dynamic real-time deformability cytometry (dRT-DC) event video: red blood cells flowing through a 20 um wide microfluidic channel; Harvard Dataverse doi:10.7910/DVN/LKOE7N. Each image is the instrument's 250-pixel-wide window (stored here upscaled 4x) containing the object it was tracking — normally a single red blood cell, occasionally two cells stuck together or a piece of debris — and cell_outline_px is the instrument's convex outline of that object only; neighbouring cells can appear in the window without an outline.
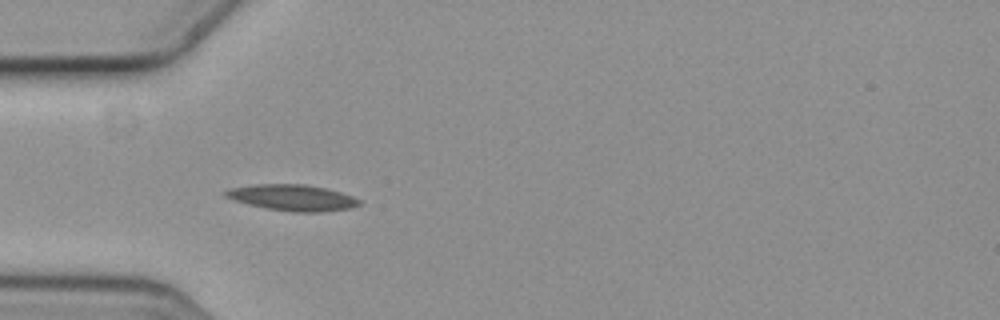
{"species": "common noctule bat (a hibernating species)", "species_latin": "Nyctalus noctula", "temperature_condition": "cold", "stored_images_in_passage": 2, "camera_frame_rate_fps": 3000, "um_per_image_px": 0.085, "animal": {"sex": "female", "body_mass_g": 19.3, "forearm_length_mm": 54.1}, "frame": {"image": 1, "passage_image": 1, "time_ms": 0.0, "image_size_px": [1000, 320], "cell_outline_px": [[364, 204], [352, 208], [324, 212], [292, 212], [264, 208], [232, 200], [224, 196], [220, 192], [228, 188], [256, 184], [304, 184], [324, 188], [340, 192], [364, 200]], "centroid_in_image_um": [24.86, 16.81], "position_along_channel_um": 60.1, "area_um2": 20.81}}